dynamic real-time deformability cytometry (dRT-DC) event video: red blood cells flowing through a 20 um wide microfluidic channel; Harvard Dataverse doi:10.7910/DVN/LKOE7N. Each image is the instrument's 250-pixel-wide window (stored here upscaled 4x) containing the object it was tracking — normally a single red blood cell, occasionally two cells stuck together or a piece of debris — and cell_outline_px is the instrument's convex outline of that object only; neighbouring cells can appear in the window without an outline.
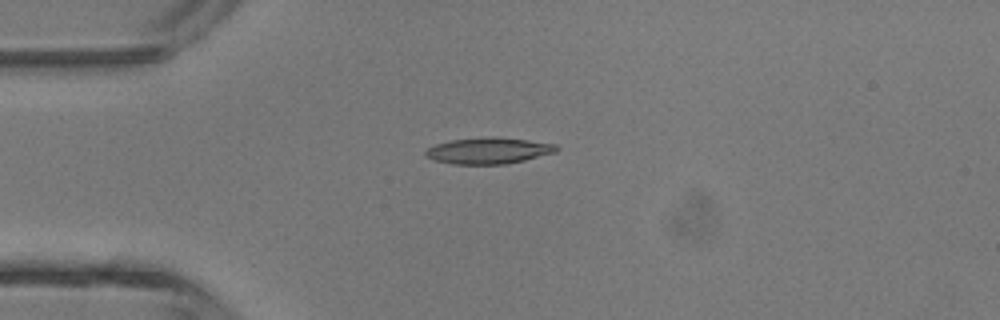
{"species": "common noctule bat (a hibernating species)", "species_latin": "Nyctalus noctula", "temperature_condition": "room temperature", "stored_images_in_passage": 1, "camera_frame_rate_fps": 3000, "um_per_image_px": 0.085, "animal": {"sex": "male", "body_mass_g": 13.3}, "frame": {"image": 1, "passage_image": 1, "time_ms": 0.0, "image_size_px": [1000, 320], "cell_outline_px": [[560, 148], [556, 152], [524, 160], [504, 164], [452, 164], [432, 160], [424, 156], [424, 152], [428, 148], [436, 144], [452, 140], [528, 140], [556, 144]], "centroid_in_image_um": [41.5, 12.87], "position_along_channel_um": 43.5, "area_um2": 18.96}}